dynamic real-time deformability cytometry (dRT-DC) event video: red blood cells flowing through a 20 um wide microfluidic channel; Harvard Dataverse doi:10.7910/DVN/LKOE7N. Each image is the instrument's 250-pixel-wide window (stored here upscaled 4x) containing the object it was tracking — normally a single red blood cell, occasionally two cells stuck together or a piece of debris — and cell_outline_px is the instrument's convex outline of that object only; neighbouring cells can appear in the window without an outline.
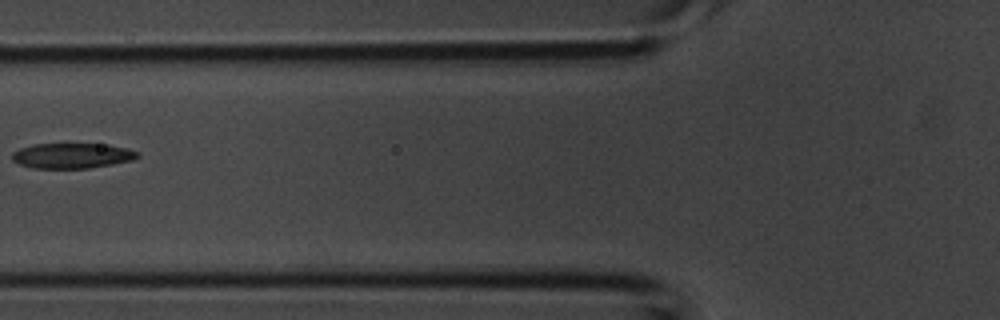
{"species": "common noctule bat (a hibernating species)", "species_latin": "Nyctalus noctula", "temperature_condition": "room temperature", "stored_images_in_passage": 5, "camera_frame_rate_fps": 3000, "um_per_image_px": 0.085, "animal": {"sex": "male", "body_mass_g": 20.1, "forearm_length_mm": 53.5}, "frame": {"image": 1, "passage_image": 5, "time_ms": 1.333, "image_size_px": [1000, 320], "cell_outline_px": [[140, 156], [132, 160], [112, 164], [88, 168], [32, 168], [20, 164], [12, 160], [12, 152], [20, 148], [32, 144], [108, 144], [128, 148], [140, 152]], "centroid_in_image_um": [6.14, 13.22], "position_along_channel_um": 119.7, "area_um2": 18.55}}